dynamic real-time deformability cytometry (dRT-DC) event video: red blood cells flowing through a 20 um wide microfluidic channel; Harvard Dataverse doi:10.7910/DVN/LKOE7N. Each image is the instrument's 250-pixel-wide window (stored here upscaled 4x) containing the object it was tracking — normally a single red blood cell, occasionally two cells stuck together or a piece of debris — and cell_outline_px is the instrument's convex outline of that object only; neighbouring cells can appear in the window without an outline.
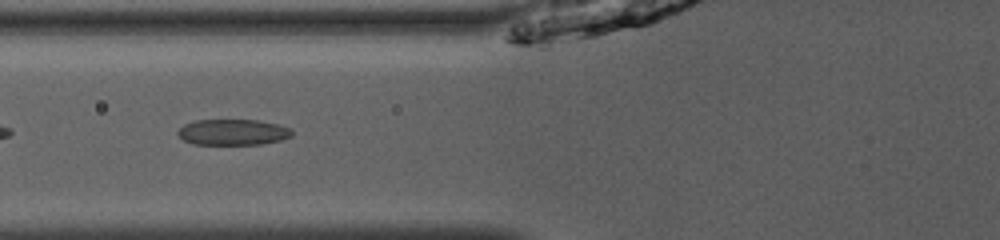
{"species": "common noctule bat (a hibernating species)", "species_latin": "Nyctalus noctula", "temperature_condition": "room temperature", "stored_images_in_passage": 34, "camera_frame_rate_fps": 3000, "um_per_image_px": 0.085, "animal": {"sex": "male", "body_mass_g": 13.0, "forearm_length_mm": 53.1}, "frame": {"image": 1, "passage_image": 4, "time_ms": 1.0, "image_size_px": [1000, 240], "cell_outline_px": [[292, 136], [280, 140], [260, 144], [192, 144], [184, 140], [176, 132], [184, 124], [196, 120], [256, 120], [276, 124], [292, 128]], "centroid_in_image_um": [19.79, 11.23], "position_along_channel_um": 106.0, "area_um2": 17.11}}
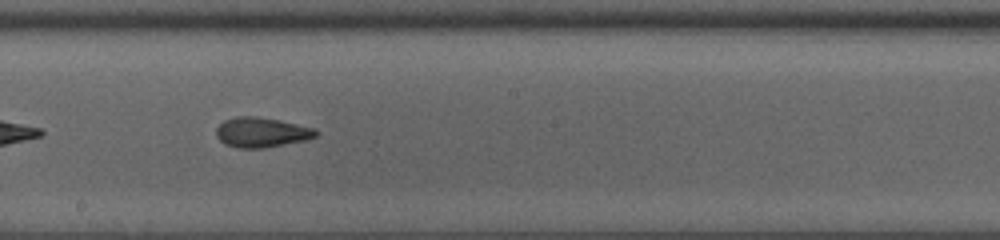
{"frame": {"image": 2, "passage_image": 13, "time_ms": 4.0, "image_size_px": [1000, 240], "cell_outline_px": [[320, 132], [316, 136], [304, 140], [264, 148], [240, 148], [224, 144], [216, 136], [216, 128], [224, 120], [236, 116], [252, 116], [280, 120], [316, 128]], "centroid_in_image_um": [22.23, 11.24], "position_along_channel_um": 226.0, "area_um2": 17.4}}
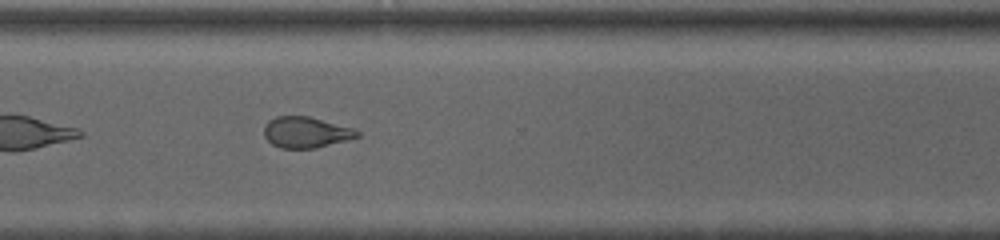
{"frame": {"image": 3, "passage_image": 22, "time_ms": 7.0, "image_size_px": [1000, 240], "cell_outline_px": [[360, 136], [316, 148], [280, 148], [272, 144], [264, 136], [264, 128], [268, 120], [276, 116], [308, 116], [352, 128], [360, 132]], "centroid_in_image_um": [25.97, 11.24], "position_along_channel_um": 344.6, "area_um2": 16.65}, "authors_computed_cell_mechanics": {"area_um2": 17.3689, "velocity_mm_per_s": 3.9728, "shape_relaxation_time_tau1_ms": 5.1556, "shape_relaxation_time_tau2_ms": 2.3691, "deformation_change_tau1": 0.1602, "deformation_change_tau2": 0.0933}}